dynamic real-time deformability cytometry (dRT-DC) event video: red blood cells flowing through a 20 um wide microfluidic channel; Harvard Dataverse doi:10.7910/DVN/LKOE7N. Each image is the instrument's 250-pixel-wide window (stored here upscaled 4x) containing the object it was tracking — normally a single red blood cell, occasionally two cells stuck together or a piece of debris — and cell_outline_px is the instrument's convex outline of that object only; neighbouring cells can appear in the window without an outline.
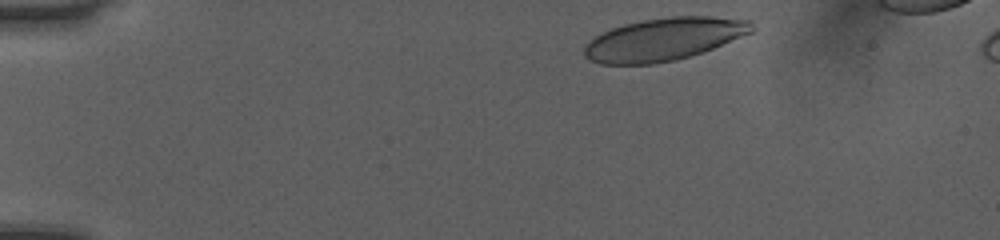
{"species": "human", "species_latin": "Homo sapiens", "temperature_condition": "room temperature", "stored_images_in_passage": 37, "camera_frame_rate_fps": 3000, "um_per_image_px": 0.085, "donor": {"sex": "female"}, "frame": {"image": 1, "passage_image": 2, "time_ms": 0.333, "image_size_px": [1000, 240], "cell_outline_px": [[756, 28], [752, 32], [704, 52], [676, 60], [652, 64], [600, 64], [584, 56], [584, 44], [588, 40], [600, 32], [624, 24], [644, 20], [672, 16], [708, 16], [752, 20]], "centroid_in_image_um": [56.43, 3.33], "position_along_channel_um": 28.6, "area_um2": 41.91}}
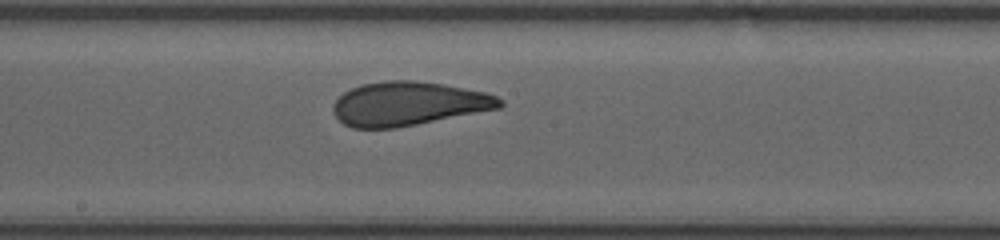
{"frame": {"image": 2, "passage_image": 22, "time_ms": 7.0, "image_size_px": [1000, 240], "cell_outline_px": [[504, 104], [500, 108], [396, 128], [352, 128], [344, 124], [332, 112], [332, 108], [336, 100], [344, 92], [360, 84], [384, 80], [416, 80], [444, 84], [484, 92], [496, 96], [504, 100]], "centroid_in_image_um": [34.7, 8.81], "position_along_channel_um": 213.5, "area_um2": 42.66}}
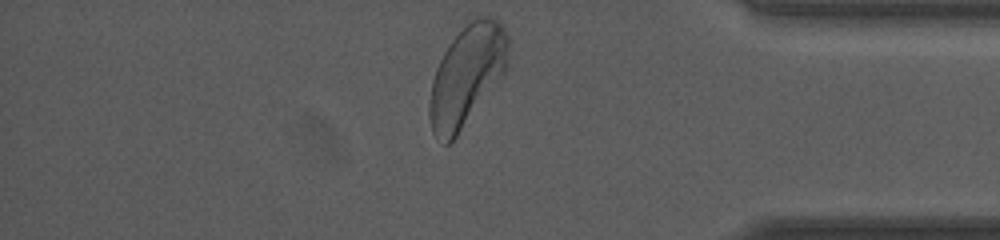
{"frame": {"image": 3, "passage_image": 37, "time_ms": 12.0, "image_size_px": [1000, 240], "cell_outline_px": [[508, 68], [504, 76], [456, 136], [448, 144], [444, 144], [432, 132], [428, 116], [428, 100], [432, 80], [436, 68], [444, 52], [452, 40], [472, 20], [480, 16], [488, 16], [496, 20], [504, 28], [508, 36]], "centroid_in_image_um": [39.68, 6.45], "position_along_channel_um": 395.5, "area_um2": 46.12}, "authors_computed_cell_mechanics": {"area_um2": 42.6564, "velocity_mm_per_s": 4.0431, "shape_relaxation_time_tau1_ms": 3.6705, "shape_relaxation_time_tau2_ms": 0.7504, "deformation_change_tau1": 0.1362, "deformation_change_tau2": 0.0673}}